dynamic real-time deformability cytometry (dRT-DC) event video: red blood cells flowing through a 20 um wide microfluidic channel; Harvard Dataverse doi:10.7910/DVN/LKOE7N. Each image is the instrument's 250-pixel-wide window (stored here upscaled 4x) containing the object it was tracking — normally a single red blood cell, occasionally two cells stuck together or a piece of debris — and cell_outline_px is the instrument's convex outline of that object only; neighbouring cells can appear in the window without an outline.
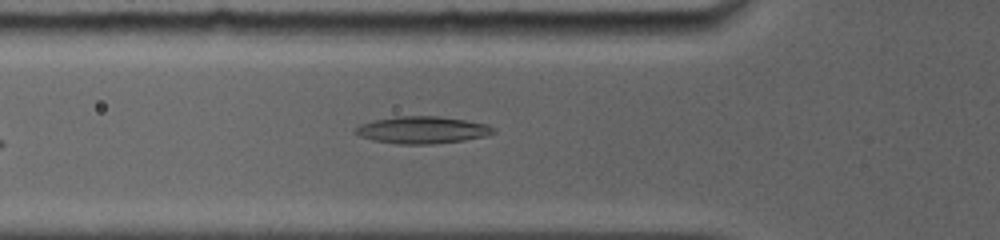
{"species": "common noctule bat (a hibernating species)", "species_latin": "Nyctalus noctula", "temperature_condition": "room temperature", "stored_images_in_passage": 58, "camera_frame_rate_fps": 5000, "um_per_image_px": 0.085, "animal": {"sex": "female", "body_mass_g": 19.0, "forearm_length_mm": 56.7}, "frame": {"image": 1, "passage_image": 14, "time_ms": 1.8, "image_size_px": [1000, 240], "cell_outline_px": [[496, 132], [488, 136], [464, 140], [432, 144], [396, 144], [372, 140], [360, 136], [352, 132], [360, 124], [372, 120], [396, 116], [440, 116], [488, 124], [496, 128]], "centroid_in_image_um": [35.9, 11.05], "position_along_channel_um": 89.9, "area_um2": 22.08}}
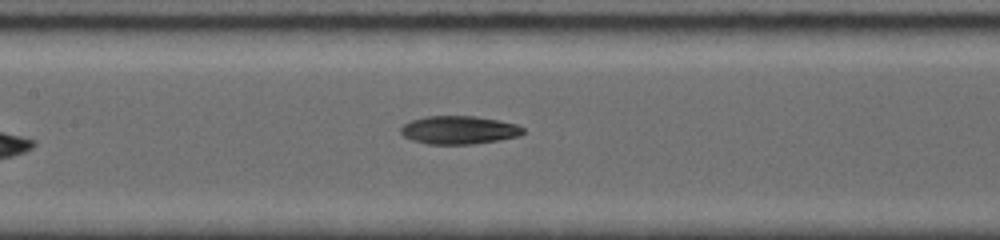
{"frame": {"image": 2, "passage_image": 29, "time_ms": 3.8, "image_size_px": [1000, 240], "cell_outline_px": [[524, 132], [520, 136], [500, 140], [472, 144], [428, 144], [412, 140], [404, 136], [400, 132], [400, 128], [404, 124], [412, 120], [428, 116], [476, 116], [500, 120], [516, 124], [524, 128]], "centroid_in_image_um": [39.04, 11.05], "position_along_channel_um": 168.4, "area_um2": 20.17}}
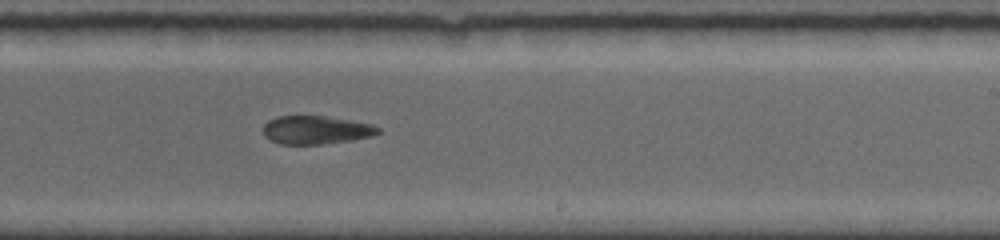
{"frame": {"image": 3, "passage_image": 42, "time_ms": 6.2, "image_size_px": [1000, 240], "cell_outline_px": [[380, 132], [372, 136], [352, 140], [324, 144], [280, 144], [268, 140], [264, 136], [264, 124], [268, 120], [276, 116], [324, 116], [372, 124], [380, 128]], "centroid_in_image_um": [26.83, 11.05], "position_along_channel_um": 262.2, "area_um2": 19.02}}